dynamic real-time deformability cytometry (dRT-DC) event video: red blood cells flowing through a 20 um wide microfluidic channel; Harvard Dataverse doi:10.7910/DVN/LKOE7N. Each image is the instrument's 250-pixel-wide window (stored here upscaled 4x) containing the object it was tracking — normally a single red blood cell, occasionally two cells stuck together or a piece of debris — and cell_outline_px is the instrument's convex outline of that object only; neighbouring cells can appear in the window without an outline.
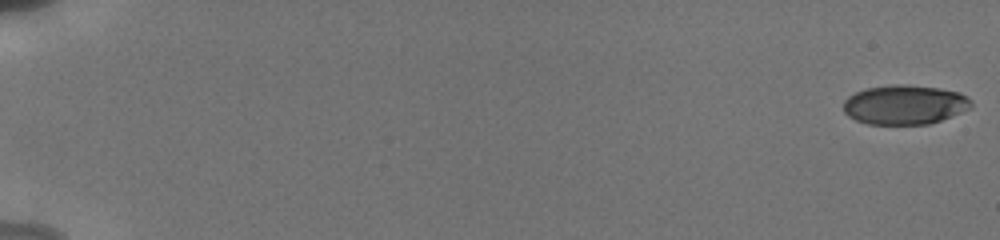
{"species": "human", "species_latin": "Homo sapiens", "temperature_condition": "cold", "stored_images_in_passage": 7, "camera_frame_rate_fps": 3000, "um_per_image_px": 0.085, "donor": {"sex": "male"}, "frame": {"image": 1, "passage_image": 1, "time_ms": 0.0, "image_size_px": [1000, 240], "cell_outline_px": [[972, 108], [940, 120], [928, 124], [868, 124], [856, 120], [848, 116], [844, 112], [844, 100], [848, 96], [856, 92], [868, 88], [892, 84], [904, 84], [940, 88], [960, 92], [968, 96], [972, 100]], "centroid_in_image_um": [76.92, 8.89], "position_along_channel_um": 8.1, "area_um2": 29.48}}